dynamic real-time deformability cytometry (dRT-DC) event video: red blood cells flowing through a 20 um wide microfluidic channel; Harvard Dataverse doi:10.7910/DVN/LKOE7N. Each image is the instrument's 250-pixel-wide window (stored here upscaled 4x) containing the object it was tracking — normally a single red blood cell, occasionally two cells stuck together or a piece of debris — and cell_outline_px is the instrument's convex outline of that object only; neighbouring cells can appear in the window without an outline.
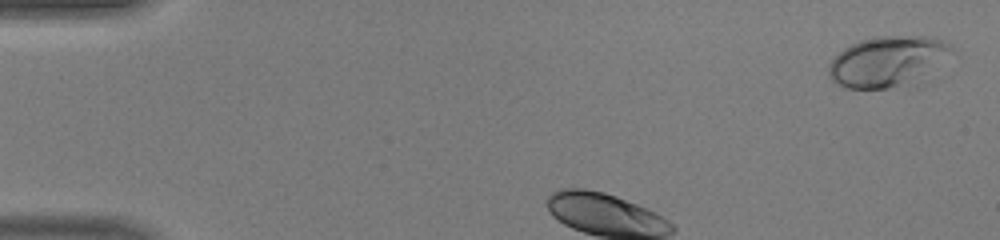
{"species": "human", "species_latin": "Homo sapiens", "temperature_condition": "warm", "stored_images_in_passage": 32, "camera_frame_rate_fps": 3000, "um_per_image_px": 0.085, "donor": {"sex": "male"}, "frame": {"image": 1, "passage_image": 2, "time_ms": 0.333, "image_size_px": [1000, 240], "cell_outline_px": [[956, 48], [924, 84], [920, 88], [848, 88], [836, 84], [828, 76], [828, 64], [844, 48], [860, 40], [876, 36], [928, 36], [940, 40]], "centroid_in_image_um": [75.56, 5.28], "position_along_channel_um": 9.4, "area_um2": 37.74}}
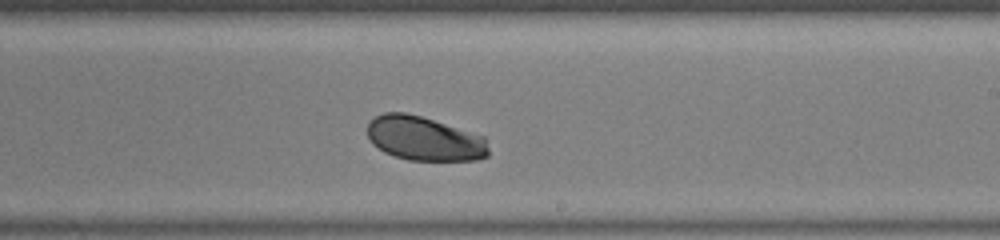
{"frame": {"image": 2, "passage_image": 21, "time_ms": 6.667, "image_size_px": [1000, 240], "cell_outline_px": [[488, 156], [476, 160], [408, 160], [384, 152], [372, 144], [368, 140], [368, 120], [384, 112], [404, 112], [420, 116], [484, 136], [488, 148]], "centroid_in_image_um": [36.03, 11.78], "position_along_channel_um": 253.0, "area_um2": 31.15}}
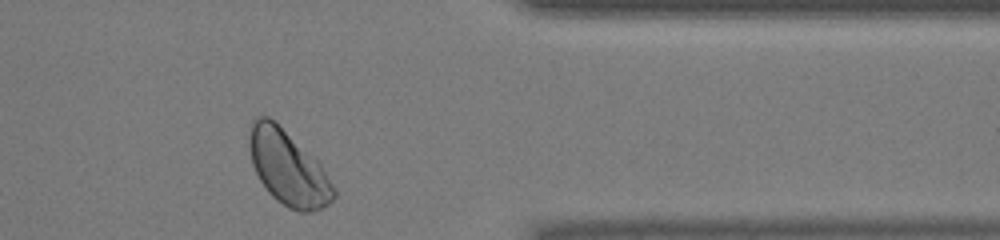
{"frame": {"image": 3, "passage_image": 31, "time_ms": 10.0, "image_size_px": [1000, 240], "cell_outline_px": [[336, 196], [328, 204], [312, 212], [300, 212], [288, 208], [276, 200], [268, 192], [260, 180], [252, 164], [248, 144], [248, 136], [252, 120], [256, 116], [268, 116], [276, 120], [320, 164], [332, 184], [336, 192]], "centroid_in_image_um": [24.45, 14.25], "position_along_channel_um": 387.0, "area_um2": 36.7}, "authors_computed_cell_mechanics": {"area_um2": 31.9634, "velocity_mm_per_s": 4.4087, "shape_relaxation_time_tau1_ms": 1.5945, "shape_relaxation_time_tau2_ms": null, "deformation_change_tau1": 0.0956, "deformation_change_tau2": null}}